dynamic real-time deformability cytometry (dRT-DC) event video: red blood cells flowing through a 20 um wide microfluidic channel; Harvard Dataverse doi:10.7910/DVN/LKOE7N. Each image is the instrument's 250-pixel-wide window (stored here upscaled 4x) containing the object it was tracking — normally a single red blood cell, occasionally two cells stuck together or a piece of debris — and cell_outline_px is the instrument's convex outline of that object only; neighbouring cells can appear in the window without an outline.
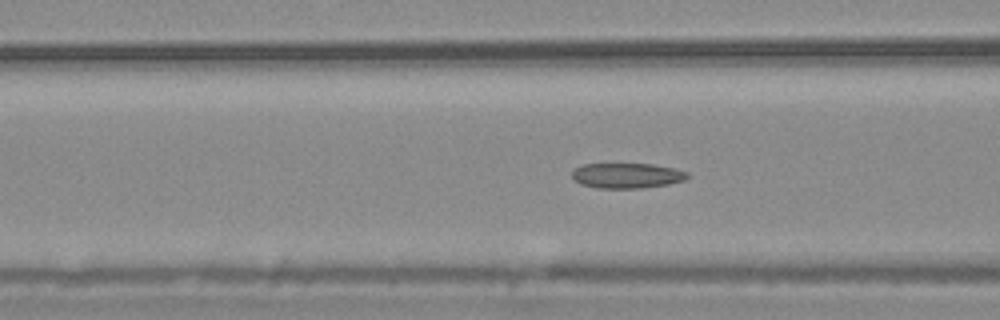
{"species": "common noctule bat (a hibernating species)", "species_latin": "Nyctalus noctula", "temperature_condition": "warm", "stored_images_in_passage": 55, "camera_frame_rate_fps": 3000, "um_per_image_px": 0.085, "animal": {"sex": "male", "body_mass_g": 20.4}, "frame": {"image": 1, "passage_image": 21, "time_ms": 6.667, "image_size_px": [1000, 320], "cell_outline_px": [[688, 176], [684, 180], [668, 184], [640, 188], [596, 188], [580, 184], [572, 176], [572, 172], [580, 164], [652, 164], [676, 168], [688, 172]], "centroid_in_image_um": [53.29, 14.92], "position_along_channel_um": 113.3, "area_um2": 16.94}}
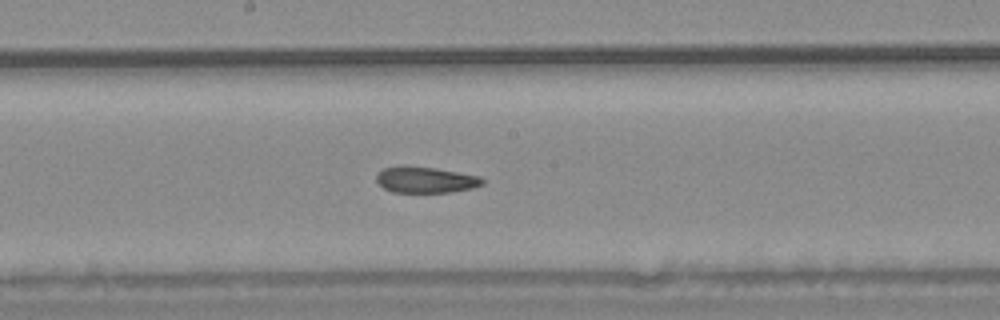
{"frame": {"image": 2, "passage_image": 29, "time_ms": 9.333, "image_size_px": [1000, 320], "cell_outline_px": [[484, 184], [472, 188], [452, 192], [392, 192], [384, 188], [376, 180], [376, 176], [384, 168], [436, 168], [480, 176], [484, 180]], "centroid_in_image_um": [36.25, 15.32], "position_along_channel_um": 212.0, "area_um2": 15.55}}
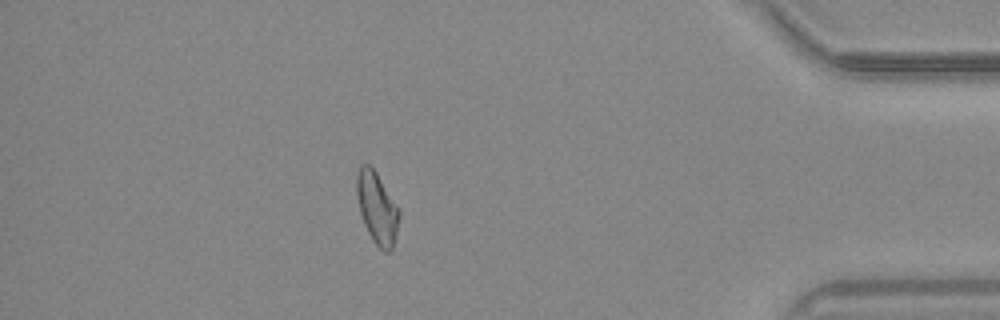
{"frame": {"image": 3, "passage_image": 48, "time_ms": 15.667, "image_size_px": [1000, 320], "cell_outline_px": [[400, 216], [392, 248], [388, 252], [384, 252], [372, 240], [364, 224], [360, 212], [356, 196], [356, 176], [360, 164], [368, 164], [376, 172], [400, 212]], "centroid_in_image_um": [32.02, 17.67], "position_along_channel_um": 403.2, "area_um2": 17.46}, "authors_computed_cell_mechanics": {"area_um2": 17.629, "velocity_mm_per_s": 3.7044, "shape_relaxation_time_tau1_ms": null, "shape_relaxation_time_tau2_ms": 3.8998, "deformation_change_tau1": null, "deformation_change_tau2": 0.1017}}